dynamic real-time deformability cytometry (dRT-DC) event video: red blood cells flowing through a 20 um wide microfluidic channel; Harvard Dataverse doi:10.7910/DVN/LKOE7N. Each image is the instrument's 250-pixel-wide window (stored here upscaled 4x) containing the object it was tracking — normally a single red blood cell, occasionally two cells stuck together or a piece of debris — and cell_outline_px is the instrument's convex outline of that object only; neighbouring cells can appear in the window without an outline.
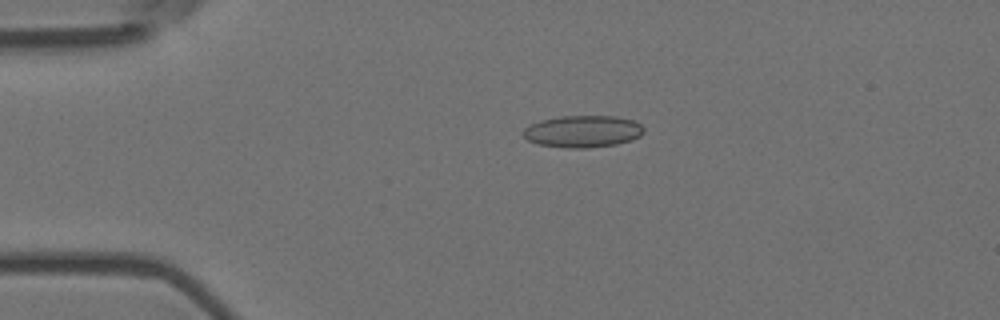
{"species": "Egyptian fruit bat (a non-hibernating species)", "species_latin": "Rousettus aegyptiacus", "temperature_condition": "room temperature", "stored_images_in_passage": 45, "camera_frame_rate_fps": 3000, "um_per_image_px": 0.085, "animal": {"sex": "female"}, "frame": {"image": 1, "passage_image": 2, "time_ms": 0.333, "image_size_px": [1000, 320], "cell_outline_px": [[644, 132], [640, 136], [616, 144], [588, 148], [564, 148], [536, 144], [528, 140], [520, 132], [524, 128], [540, 120], [560, 116], [616, 116], [632, 120], [640, 124], [644, 128]], "centroid_in_image_um": [49.5, 11.17], "position_along_channel_um": 35.5, "area_um2": 22.54}}
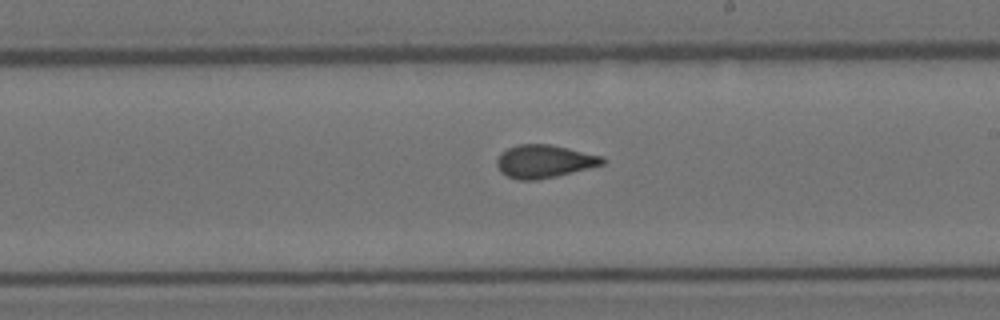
{"frame": {"image": 2, "passage_image": 22, "time_ms": 7.0, "image_size_px": [1000, 320], "cell_outline_px": [[608, 160], [604, 164], [556, 176], [536, 180], [516, 180], [500, 172], [496, 164], [496, 160], [500, 152], [508, 148], [520, 144], [552, 144], [604, 156]], "centroid_in_image_um": [46.26, 13.71], "position_along_channel_um": 242.7, "area_um2": 20.52}}
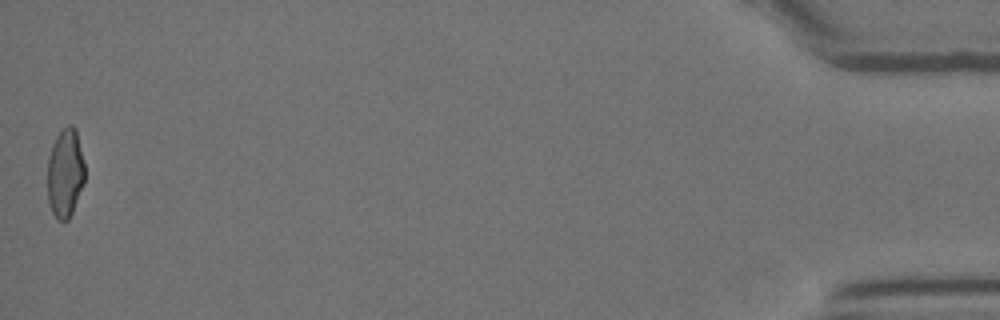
{"frame": {"image": 3, "passage_image": 45, "time_ms": 14.667, "image_size_px": [1000, 320], "cell_outline_px": [[84, 184], [72, 212], [68, 220], [56, 220], [52, 212], [48, 200], [48, 160], [52, 144], [56, 136], [68, 124], [72, 124], [76, 128], [84, 160]], "centroid_in_image_um": [5.55, 14.7], "position_along_channel_um": 429.7, "area_um2": 19.42}, "authors_computed_cell_mechanics": {"area_um2": 20.23, "velocity_mm_per_s": 3.6825, "shape_relaxation_time_tau1_ms": null, "shape_relaxation_time_tau2_ms": 1.1014, "deformation_change_tau1": null, "deformation_change_tau2": 0.0703}}